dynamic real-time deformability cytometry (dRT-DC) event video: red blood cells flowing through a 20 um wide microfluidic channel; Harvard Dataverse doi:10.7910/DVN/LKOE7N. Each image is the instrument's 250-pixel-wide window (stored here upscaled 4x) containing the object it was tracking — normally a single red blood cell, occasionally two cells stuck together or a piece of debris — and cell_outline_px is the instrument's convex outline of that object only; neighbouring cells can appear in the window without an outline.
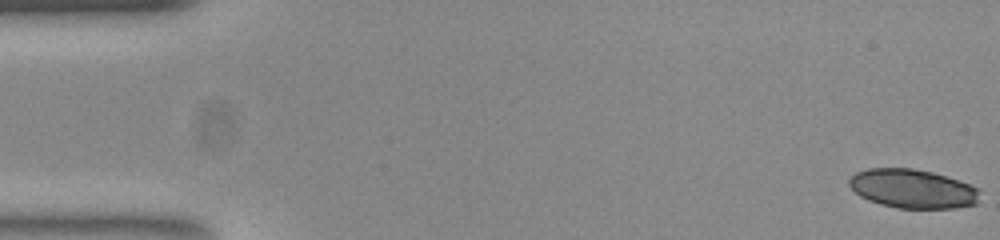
{"species": "common noctule bat (a hibernating species)", "species_latin": "Nyctalus noctula", "temperature_condition": "room temperature", "stored_images_in_passage": 35, "camera_frame_rate_fps": 3000, "um_per_image_px": 0.085, "animal": {"sex": "female", "body_mass_g": 23.0, "forearm_length_mm": 53.4}, "frame": {"image": 1, "passage_image": 1, "time_ms": 0.0, "image_size_px": [1000, 240], "cell_outline_px": [[976, 204], [956, 208], [900, 208], [880, 204], [868, 200], [860, 196], [848, 184], [848, 180], [856, 172], [868, 168], [912, 168], [932, 172], [968, 184], [976, 188]], "centroid_in_image_um": [77.5, 16.04], "position_along_channel_um": 7.5, "area_um2": 29.19}}
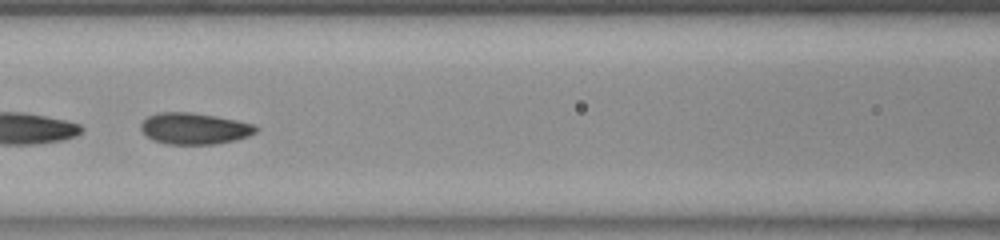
{"frame": {"image": 2, "passage_image": 24, "time_ms": 7.667, "image_size_px": [1000, 240], "cell_outline_px": [[260, 128], [256, 132], [248, 136], [232, 140], [212, 144], [168, 144], [152, 140], [140, 128], [140, 124], [148, 116], [156, 112], [192, 112], [216, 116], [236, 120], [252, 124]], "centroid_in_image_um": [16.5, 10.91], "position_along_channel_um": 150.1, "area_um2": 20.92}}